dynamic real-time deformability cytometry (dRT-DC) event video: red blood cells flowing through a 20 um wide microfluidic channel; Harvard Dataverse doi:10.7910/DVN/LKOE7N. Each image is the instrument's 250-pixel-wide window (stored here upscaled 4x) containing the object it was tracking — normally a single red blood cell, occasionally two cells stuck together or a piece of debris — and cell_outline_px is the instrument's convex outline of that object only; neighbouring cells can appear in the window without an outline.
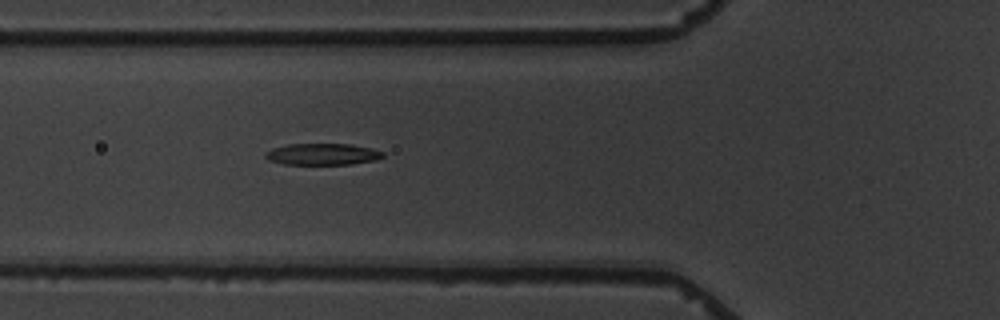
{"species": "common noctule bat (a hibernating species)", "species_latin": "Nyctalus noctula", "temperature_condition": "warm", "stored_images_in_passage": 2, "camera_frame_rate_fps": 3000, "um_per_image_px": 0.085, "animal": {"sex": "male", "body_mass_g": 19.5, "forearm_length_mm": 54.6}, "frame": {"image": 1, "passage_image": 2, "time_ms": 1.0, "image_size_px": [1000, 320], "cell_outline_px": [[384, 156], [376, 160], [352, 164], [284, 164], [268, 160], [264, 156], [264, 152], [272, 148], [288, 144], [352, 144], [372, 148], [384, 152]], "centroid_in_image_um": [27.41, 13.1], "position_along_channel_um": 98.4, "area_um2": 14.85}}